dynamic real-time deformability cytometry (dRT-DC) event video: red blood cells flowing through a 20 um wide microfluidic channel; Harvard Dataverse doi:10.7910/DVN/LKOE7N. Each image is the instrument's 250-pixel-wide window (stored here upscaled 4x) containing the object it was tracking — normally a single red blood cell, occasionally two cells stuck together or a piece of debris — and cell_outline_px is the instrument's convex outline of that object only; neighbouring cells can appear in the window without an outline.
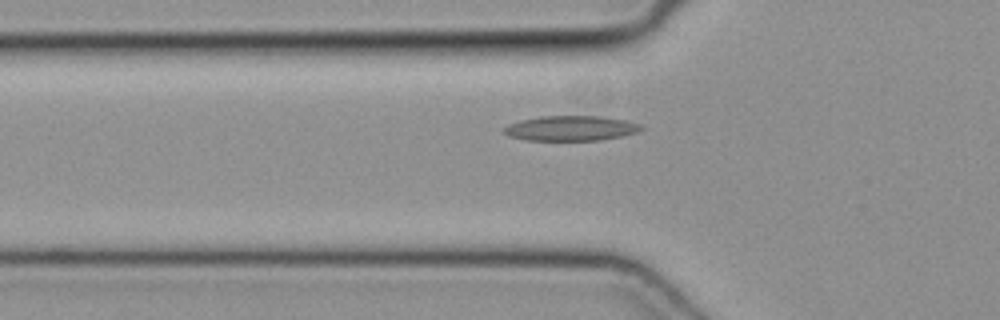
{"species": "common noctule bat (a hibernating species)", "species_latin": "Nyctalus noctula", "temperature_condition": "cold", "stored_images_in_passage": 42, "camera_frame_rate_fps": 3000, "um_per_image_px": 0.085, "animal": {"sex": "female", "body_mass_g": 19.3, "forearm_length_mm": 54.1}, "frame": {"image": 1, "passage_image": 14, "time_ms": 4.333, "image_size_px": [1000, 320], "cell_outline_px": [[644, 128], [636, 132], [620, 136], [600, 140], [528, 140], [508, 136], [500, 128], [508, 124], [520, 120], [540, 116], [600, 116], [624, 120], [640, 124]], "centroid_in_image_um": [48.46, 10.9], "position_along_channel_um": 77.3, "area_um2": 19.94}}
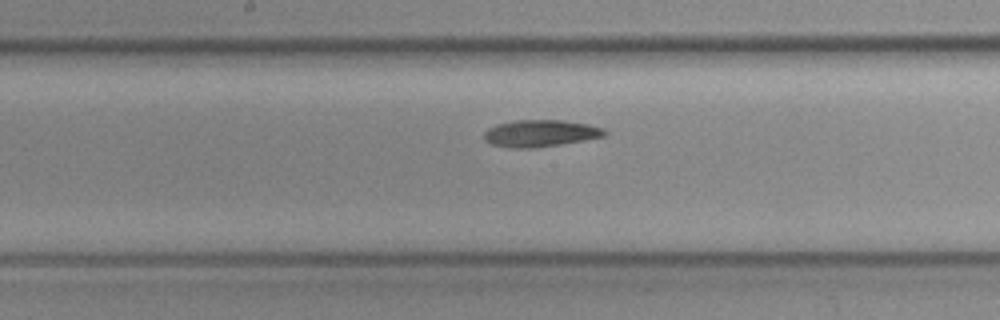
{"frame": {"image": 2, "passage_image": 23, "time_ms": 7.333, "image_size_px": [1000, 320], "cell_outline_px": [[608, 132], [604, 136], [584, 140], [560, 144], [532, 148], [512, 148], [492, 144], [484, 140], [484, 132], [488, 128], [496, 124], [516, 120], [564, 120], [588, 124], [604, 128]], "centroid_in_image_um": [45.93, 11.32], "position_along_channel_um": 202.3, "area_um2": 18.9}}
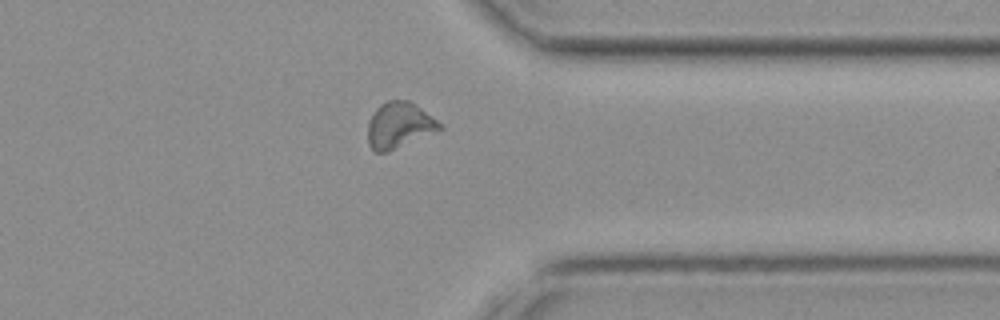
{"frame": {"image": 3, "passage_image": 36, "time_ms": 11.667, "image_size_px": [1000, 320], "cell_outline_px": [[444, 128], [388, 152], [372, 152], [368, 144], [368, 120], [376, 108], [380, 104], [388, 100], [408, 100], [420, 108], [436, 120]], "centroid_in_image_um": [33.88, 10.66], "position_along_channel_um": 377.5, "area_um2": 19.13}}